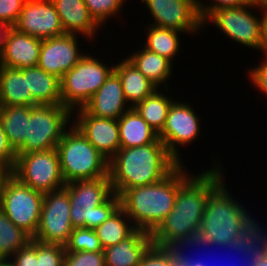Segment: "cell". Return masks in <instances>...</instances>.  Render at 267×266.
<instances>
[{
    "instance_id": "obj_1",
    "label": "cell",
    "mask_w": 267,
    "mask_h": 266,
    "mask_svg": "<svg viewBox=\"0 0 267 266\" xmlns=\"http://www.w3.org/2000/svg\"><path fill=\"white\" fill-rule=\"evenodd\" d=\"M213 161L209 170L191 173L180 184L173 209L151 234L153 245L177 248L198 237L206 200L225 178L222 165Z\"/></svg>"
},
{
    "instance_id": "obj_2",
    "label": "cell",
    "mask_w": 267,
    "mask_h": 266,
    "mask_svg": "<svg viewBox=\"0 0 267 266\" xmlns=\"http://www.w3.org/2000/svg\"><path fill=\"white\" fill-rule=\"evenodd\" d=\"M224 179L208 196L198 237L183 248L214 247L246 242L262 226L233 198ZM196 247V248H195Z\"/></svg>"
},
{
    "instance_id": "obj_3",
    "label": "cell",
    "mask_w": 267,
    "mask_h": 266,
    "mask_svg": "<svg viewBox=\"0 0 267 266\" xmlns=\"http://www.w3.org/2000/svg\"><path fill=\"white\" fill-rule=\"evenodd\" d=\"M179 164L159 138L151 144L120 148L109 160L112 191L120 196L127 189L157 183Z\"/></svg>"
},
{
    "instance_id": "obj_4",
    "label": "cell",
    "mask_w": 267,
    "mask_h": 266,
    "mask_svg": "<svg viewBox=\"0 0 267 266\" xmlns=\"http://www.w3.org/2000/svg\"><path fill=\"white\" fill-rule=\"evenodd\" d=\"M189 175L179 164L157 183L125 190L119 196L121 207L137 229L152 234L173 209L179 186Z\"/></svg>"
},
{
    "instance_id": "obj_5",
    "label": "cell",
    "mask_w": 267,
    "mask_h": 266,
    "mask_svg": "<svg viewBox=\"0 0 267 266\" xmlns=\"http://www.w3.org/2000/svg\"><path fill=\"white\" fill-rule=\"evenodd\" d=\"M73 228L96 229L120 207V197L112 191L110 177L67 183Z\"/></svg>"
},
{
    "instance_id": "obj_6",
    "label": "cell",
    "mask_w": 267,
    "mask_h": 266,
    "mask_svg": "<svg viewBox=\"0 0 267 266\" xmlns=\"http://www.w3.org/2000/svg\"><path fill=\"white\" fill-rule=\"evenodd\" d=\"M65 183L109 176V160L72 124L56 147Z\"/></svg>"
},
{
    "instance_id": "obj_7",
    "label": "cell",
    "mask_w": 267,
    "mask_h": 266,
    "mask_svg": "<svg viewBox=\"0 0 267 266\" xmlns=\"http://www.w3.org/2000/svg\"><path fill=\"white\" fill-rule=\"evenodd\" d=\"M254 9L261 15L255 14ZM257 15V16H256ZM203 29L213 23L228 39L235 44L266 53V32L264 8L255 3L245 6L220 8L211 13L203 22Z\"/></svg>"
},
{
    "instance_id": "obj_8",
    "label": "cell",
    "mask_w": 267,
    "mask_h": 266,
    "mask_svg": "<svg viewBox=\"0 0 267 266\" xmlns=\"http://www.w3.org/2000/svg\"><path fill=\"white\" fill-rule=\"evenodd\" d=\"M72 114L69 108L62 105L32 106L25 142L16 150V154L56 148L64 132L72 125Z\"/></svg>"
},
{
    "instance_id": "obj_9",
    "label": "cell",
    "mask_w": 267,
    "mask_h": 266,
    "mask_svg": "<svg viewBox=\"0 0 267 266\" xmlns=\"http://www.w3.org/2000/svg\"><path fill=\"white\" fill-rule=\"evenodd\" d=\"M103 62L91 54H85L63 75L60 79L62 106L71 111L83 108L114 71L115 63L109 66Z\"/></svg>"
},
{
    "instance_id": "obj_10",
    "label": "cell",
    "mask_w": 267,
    "mask_h": 266,
    "mask_svg": "<svg viewBox=\"0 0 267 266\" xmlns=\"http://www.w3.org/2000/svg\"><path fill=\"white\" fill-rule=\"evenodd\" d=\"M44 193L31 189L9 174L0 190V209L17 227L32 238L35 236L41 216Z\"/></svg>"
},
{
    "instance_id": "obj_11",
    "label": "cell",
    "mask_w": 267,
    "mask_h": 266,
    "mask_svg": "<svg viewBox=\"0 0 267 266\" xmlns=\"http://www.w3.org/2000/svg\"><path fill=\"white\" fill-rule=\"evenodd\" d=\"M10 174L22 184L42 193L56 191L66 185L56 148L17 154Z\"/></svg>"
},
{
    "instance_id": "obj_12",
    "label": "cell",
    "mask_w": 267,
    "mask_h": 266,
    "mask_svg": "<svg viewBox=\"0 0 267 266\" xmlns=\"http://www.w3.org/2000/svg\"><path fill=\"white\" fill-rule=\"evenodd\" d=\"M73 229L68 189L64 187L44 193L40 223L33 239L64 246Z\"/></svg>"
},
{
    "instance_id": "obj_13",
    "label": "cell",
    "mask_w": 267,
    "mask_h": 266,
    "mask_svg": "<svg viewBox=\"0 0 267 266\" xmlns=\"http://www.w3.org/2000/svg\"><path fill=\"white\" fill-rule=\"evenodd\" d=\"M175 99L169 109L166 122L159 139L165 144L168 152L183 164L180 148L192 144L201 134V125L195 108L189 102Z\"/></svg>"
},
{
    "instance_id": "obj_14",
    "label": "cell",
    "mask_w": 267,
    "mask_h": 266,
    "mask_svg": "<svg viewBox=\"0 0 267 266\" xmlns=\"http://www.w3.org/2000/svg\"><path fill=\"white\" fill-rule=\"evenodd\" d=\"M140 1L144 3L148 14L151 15L153 26L175 29L181 31V35L192 36V34H198L199 31L203 32V23L198 12V0Z\"/></svg>"
},
{
    "instance_id": "obj_15",
    "label": "cell",
    "mask_w": 267,
    "mask_h": 266,
    "mask_svg": "<svg viewBox=\"0 0 267 266\" xmlns=\"http://www.w3.org/2000/svg\"><path fill=\"white\" fill-rule=\"evenodd\" d=\"M78 38L80 35L65 33L57 37L42 39L37 66L61 79L86 54L79 48Z\"/></svg>"
},
{
    "instance_id": "obj_16",
    "label": "cell",
    "mask_w": 267,
    "mask_h": 266,
    "mask_svg": "<svg viewBox=\"0 0 267 266\" xmlns=\"http://www.w3.org/2000/svg\"><path fill=\"white\" fill-rule=\"evenodd\" d=\"M13 27L39 39L65 34L52 0H26Z\"/></svg>"
},
{
    "instance_id": "obj_17",
    "label": "cell",
    "mask_w": 267,
    "mask_h": 266,
    "mask_svg": "<svg viewBox=\"0 0 267 266\" xmlns=\"http://www.w3.org/2000/svg\"><path fill=\"white\" fill-rule=\"evenodd\" d=\"M72 113L76 115L72 116V124L110 160L121 148L118 120L90 115L83 108H78Z\"/></svg>"
},
{
    "instance_id": "obj_18",
    "label": "cell",
    "mask_w": 267,
    "mask_h": 266,
    "mask_svg": "<svg viewBox=\"0 0 267 266\" xmlns=\"http://www.w3.org/2000/svg\"><path fill=\"white\" fill-rule=\"evenodd\" d=\"M83 109L90 115L115 120H118L126 111L131 109L125 99L120 78L115 71L92 95Z\"/></svg>"
},
{
    "instance_id": "obj_19",
    "label": "cell",
    "mask_w": 267,
    "mask_h": 266,
    "mask_svg": "<svg viewBox=\"0 0 267 266\" xmlns=\"http://www.w3.org/2000/svg\"><path fill=\"white\" fill-rule=\"evenodd\" d=\"M42 39L11 28L6 47L0 55V66L22 69L37 66Z\"/></svg>"
},
{
    "instance_id": "obj_20",
    "label": "cell",
    "mask_w": 267,
    "mask_h": 266,
    "mask_svg": "<svg viewBox=\"0 0 267 266\" xmlns=\"http://www.w3.org/2000/svg\"><path fill=\"white\" fill-rule=\"evenodd\" d=\"M64 33L82 35L91 42L101 27L90 15L84 0H52ZM98 30V31H97Z\"/></svg>"
},
{
    "instance_id": "obj_21",
    "label": "cell",
    "mask_w": 267,
    "mask_h": 266,
    "mask_svg": "<svg viewBox=\"0 0 267 266\" xmlns=\"http://www.w3.org/2000/svg\"><path fill=\"white\" fill-rule=\"evenodd\" d=\"M152 244L150 233L136 229L120 243L103 249L105 266H139L142 256Z\"/></svg>"
},
{
    "instance_id": "obj_22",
    "label": "cell",
    "mask_w": 267,
    "mask_h": 266,
    "mask_svg": "<svg viewBox=\"0 0 267 266\" xmlns=\"http://www.w3.org/2000/svg\"><path fill=\"white\" fill-rule=\"evenodd\" d=\"M39 105L27 91V67L0 66V106Z\"/></svg>"
},
{
    "instance_id": "obj_23",
    "label": "cell",
    "mask_w": 267,
    "mask_h": 266,
    "mask_svg": "<svg viewBox=\"0 0 267 266\" xmlns=\"http://www.w3.org/2000/svg\"><path fill=\"white\" fill-rule=\"evenodd\" d=\"M114 71L120 78L125 99L131 108L158 89L127 57L115 64Z\"/></svg>"
},
{
    "instance_id": "obj_24",
    "label": "cell",
    "mask_w": 267,
    "mask_h": 266,
    "mask_svg": "<svg viewBox=\"0 0 267 266\" xmlns=\"http://www.w3.org/2000/svg\"><path fill=\"white\" fill-rule=\"evenodd\" d=\"M130 52L127 58L136 66V68L148 78L157 88H169L167 85L172 77L173 64L166 57L151 52L143 47ZM163 85V86H160Z\"/></svg>"
},
{
    "instance_id": "obj_25",
    "label": "cell",
    "mask_w": 267,
    "mask_h": 266,
    "mask_svg": "<svg viewBox=\"0 0 267 266\" xmlns=\"http://www.w3.org/2000/svg\"><path fill=\"white\" fill-rule=\"evenodd\" d=\"M121 148H131L151 144L159 137L158 133L131 108L118 119Z\"/></svg>"
},
{
    "instance_id": "obj_26",
    "label": "cell",
    "mask_w": 267,
    "mask_h": 266,
    "mask_svg": "<svg viewBox=\"0 0 267 266\" xmlns=\"http://www.w3.org/2000/svg\"><path fill=\"white\" fill-rule=\"evenodd\" d=\"M27 91L40 105H62L60 79L38 66L27 67Z\"/></svg>"
},
{
    "instance_id": "obj_27",
    "label": "cell",
    "mask_w": 267,
    "mask_h": 266,
    "mask_svg": "<svg viewBox=\"0 0 267 266\" xmlns=\"http://www.w3.org/2000/svg\"><path fill=\"white\" fill-rule=\"evenodd\" d=\"M168 90L170 91V88L163 89L164 93L162 92V88H158L134 107L139 115L158 134L164 128L169 109L175 99L169 95ZM167 93L169 96H167Z\"/></svg>"
},
{
    "instance_id": "obj_28",
    "label": "cell",
    "mask_w": 267,
    "mask_h": 266,
    "mask_svg": "<svg viewBox=\"0 0 267 266\" xmlns=\"http://www.w3.org/2000/svg\"><path fill=\"white\" fill-rule=\"evenodd\" d=\"M149 26L145 25V43L143 47L147 50L157 53L160 56L166 57L174 64L175 56H177L180 52V44H181V31L170 29V28H162L156 27L151 24ZM180 36V37H179ZM174 58V59H173Z\"/></svg>"
},
{
    "instance_id": "obj_29",
    "label": "cell",
    "mask_w": 267,
    "mask_h": 266,
    "mask_svg": "<svg viewBox=\"0 0 267 266\" xmlns=\"http://www.w3.org/2000/svg\"><path fill=\"white\" fill-rule=\"evenodd\" d=\"M31 109L32 106H0V121L15 151L25 142Z\"/></svg>"
},
{
    "instance_id": "obj_30",
    "label": "cell",
    "mask_w": 267,
    "mask_h": 266,
    "mask_svg": "<svg viewBox=\"0 0 267 266\" xmlns=\"http://www.w3.org/2000/svg\"><path fill=\"white\" fill-rule=\"evenodd\" d=\"M137 228L120 207L104 223L98 226L95 231L103 249L120 243L131 235Z\"/></svg>"
},
{
    "instance_id": "obj_31",
    "label": "cell",
    "mask_w": 267,
    "mask_h": 266,
    "mask_svg": "<svg viewBox=\"0 0 267 266\" xmlns=\"http://www.w3.org/2000/svg\"><path fill=\"white\" fill-rule=\"evenodd\" d=\"M31 240L32 237L15 226L0 209V258L9 259Z\"/></svg>"
},
{
    "instance_id": "obj_32",
    "label": "cell",
    "mask_w": 267,
    "mask_h": 266,
    "mask_svg": "<svg viewBox=\"0 0 267 266\" xmlns=\"http://www.w3.org/2000/svg\"><path fill=\"white\" fill-rule=\"evenodd\" d=\"M66 252H98L103 251L95 229L74 228L68 242L64 245Z\"/></svg>"
},
{
    "instance_id": "obj_33",
    "label": "cell",
    "mask_w": 267,
    "mask_h": 266,
    "mask_svg": "<svg viewBox=\"0 0 267 266\" xmlns=\"http://www.w3.org/2000/svg\"><path fill=\"white\" fill-rule=\"evenodd\" d=\"M264 229L265 228L262 225V227L246 242L229 244L226 246H222V248H224V250L227 249L226 250L227 253L228 252H230L231 254L235 253L236 254L235 257H237V255L239 254L238 256H240L242 258L240 261L242 263L237 261V264L239 262V265L241 264L240 266H253L252 260H253L254 253L259 248V246L266 240V235L264 234L265 233ZM229 254H226V255H229ZM232 256L234 258V255H232ZM238 259H239V257H238ZM235 264H236V262H235ZM233 265H234V263H233ZM230 266H232V265H230Z\"/></svg>"
},
{
    "instance_id": "obj_34",
    "label": "cell",
    "mask_w": 267,
    "mask_h": 266,
    "mask_svg": "<svg viewBox=\"0 0 267 266\" xmlns=\"http://www.w3.org/2000/svg\"><path fill=\"white\" fill-rule=\"evenodd\" d=\"M127 0H84L90 15L101 26L124 9Z\"/></svg>"
},
{
    "instance_id": "obj_35",
    "label": "cell",
    "mask_w": 267,
    "mask_h": 266,
    "mask_svg": "<svg viewBox=\"0 0 267 266\" xmlns=\"http://www.w3.org/2000/svg\"><path fill=\"white\" fill-rule=\"evenodd\" d=\"M139 266H179L176 248L151 245L142 256Z\"/></svg>"
},
{
    "instance_id": "obj_36",
    "label": "cell",
    "mask_w": 267,
    "mask_h": 266,
    "mask_svg": "<svg viewBox=\"0 0 267 266\" xmlns=\"http://www.w3.org/2000/svg\"><path fill=\"white\" fill-rule=\"evenodd\" d=\"M65 253L63 245L43 243L36 240L38 266H63Z\"/></svg>"
},
{
    "instance_id": "obj_37",
    "label": "cell",
    "mask_w": 267,
    "mask_h": 266,
    "mask_svg": "<svg viewBox=\"0 0 267 266\" xmlns=\"http://www.w3.org/2000/svg\"><path fill=\"white\" fill-rule=\"evenodd\" d=\"M63 266H105L103 251L66 252Z\"/></svg>"
},
{
    "instance_id": "obj_38",
    "label": "cell",
    "mask_w": 267,
    "mask_h": 266,
    "mask_svg": "<svg viewBox=\"0 0 267 266\" xmlns=\"http://www.w3.org/2000/svg\"><path fill=\"white\" fill-rule=\"evenodd\" d=\"M210 3H202L198 0V12L202 22L214 11L220 8L239 7L254 3V0H210Z\"/></svg>"
},
{
    "instance_id": "obj_39",
    "label": "cell",
    "mask_w": 267,
    "mask_h": 266,
    "mask_svg": "<svg viewBox=\"0 0 267 266\" xmlns=\"http://www.w3.org/2000/svg\"><path fill=\"white\" fill-rule=\"evenodd\" d=\"M9 260L13 266H38L36 240L32 238L26 246L19 249Z\"/></svg>"
},
{
    "instance_id": "obj_40",
    "label": "cell",
    "mask_w": 267,
    "mask_h": 266,
    "mask_svg": "<svg viewBox=\"0 0 267 266\" xmlns=\"http://www.w3.org/2000/svg\"><path fill=\"white\" fill-rule=\"evenodd\" d=\"M26 0H0V21L14 26Z\"/></svg>"
},
{
    "instance_id": "obj_41",
    "label": "cell",
    "mask_w": 267,
    "mask_h": 266,
    "mask_svg": "<svg viewBox=\"0 0 267 266\" xmlns=\"http://www.w3.org/2000/svg\"><path fill=\"white\" fill-rule=\"evenodd\" d=\"M264 58L261 64L252 69L248 70V78L251 80L250 83L255 87L256 90L261 92L262 95L267 97V53L264 54Z\"/></svg>"
},
{
    "instance_id": "obj_42",
    "label": "cell",
    "mask_w": 267,
    "mask_h": 266,
    "mask_svg": "<svg viewBox=\"0 0 267 266\" xmlns=\"http://www.w3.org/2000/svg\"><path fill=\"white\" fill-rule=\"evenodd\" d=\"M16 156V151L9 144L0 121V165H2L9 173H11L14 168Z\"/></svg>"
},
{
    "instance_id": "obj_43",
    "label": "cell",
    "mask_w": 267,
    "mask_h": 266,
    "mask_svg": "<svg viewBox=\"0 0 267 266\" xmlns=\"http://www.w3.org/2000/svg\"><path fill=\"white\" fill-rule=\"evenodd\" d=\"M207 249V248H206ZM176 250H177V252H178V254L188 263V264H190V265H194V266H212V264H213V262L210 264L209 262H210V260H207L208 262H206V261H204V259H206L207 257H208V259H209V256L207 255L206 256V254L207 253H205V258L202 260V258H197V256L196 257H193L194 255H191V254H185V250H186V248L184 249L182 246H179V247H177L176 248ZM203 251H205V250H203ZM203 253V252H202ZM204 254V253H203ZM189 255V256H188ZM202 255V254H201ZM215 255V254H214ZM204 256V255H203ZM213 256V255H212ZM215 259L213 258V261H214ZM216 262H218V261H216ZM209 264V265H208ZM215 266V265H214Z\"/></svg>"
},
{
    "instance_id": "obj_44",
    "label": "cell",
    "mask_w": 267,
    "mask_h": 266,
    "mask_svg": "<svg viewBox=\"0 0 267 266\" xmlns=\"http://www.w3.org/2000/svg\"><path fill=\"white\" fill-rule=\"evenodd\" d=\"M252 263L253 266H267V240L255 251Z\"/></svg>"
},
{
    "instance_id": "obj_45",
    "label": "cell",
    "mask_w": 267,
    "mask_h": 266,
    "mask_svg": "<svg viewBox=\"0 0 267 266\" xmlns=\"http://www.w3.org/2000/svg\"><path fill=\"white\" fill-rule=\"evenodd\" d=\"M11 28L12 26L8 25L6 22L0 21V55L5 50L7 37Z\"/></svg>"
},
{
    "instance_id": "obj_46",
    "label": "cell",
    "mask_w": 267,
    "mask_h": 266,
    "mask_svg": "<svg viewBox=\"0 0 267 266\" xmlns=\"http://www.w3.org/2000/svg\"><path fill=\"white\" fill-rule=\"evenodd\" d=\"M10 173L2 166L0 165V190H1V186L2 183L4 181V179L9 175Z\"/></svg>"
},
{
    "instance_id": "obj_47",
    "label": "cell",
    "mask_w": 267,
    "mask_h": 266,
    "mask_svg": "<svg viewBox=\"0 0 267 266\" xmlns=\"http://www.w3.org/2000/svg\"><path fill=\"white\" fill-rule=\"evenodd\" d=\"M254 3L260 8H267V0H254Z\"/></svg>"
},
{
    "instance_id": "obj_48",
    "label": "cell",
    "mask_w": 267,
    "mask_h": 266,
    "mask_svg": "<svg viewBox=\"0 0 267 266\" xmlns=\"http://www.w3.org/2000/svg\"><path fill=\"white\" fill-rule=\"evenodd\" d=\"M0 266H13L9 259L0 258Z\"/></svg>"
},
{
    "instance_id": "obj_49",
    "label": "cell",
    "mask_w": 267,
    "mask_h": 266,
    "mask_svg": "<svg viewBox=\"0 0 267 266\" xmlns=\"http://www.w3.org/2000/svg\"><path fill=\"white\" fill-rule=\"evenodd\" d=\"M178 262H179V266H194V265L188 264L179 254H178Z\"/></svg>"
},
{
    "instance_id": "obj_50",
    "label": "cell",
    "mask_w": 267,
    "mask_h": 266,
    "mask_svg": "<svg viewBox=\"0 0 267 266\" xmlns=\"http://www.w3.org/2000/svg\"><path fill=\"white\" fill-rule=\"evenodd\" d=\"M265 14V32H266V53H267V8L264 9Z\"/></svg>"
},
{
    "instance_id": "obj_51",
    "label": "cell",
    "mask_w": 267,
    "mask_h": 266,
    "mask_svg": "<svg viewBox=\"0 0 267 266\" xmlns=\"http://www.w3.org/2000/svg\"><path fill=\"white\" fill-rule=\"evenodd\" d=\"M265 235H266V240H267V230L265 229V233H264Z\"/></svg>"
}]
</instances>
